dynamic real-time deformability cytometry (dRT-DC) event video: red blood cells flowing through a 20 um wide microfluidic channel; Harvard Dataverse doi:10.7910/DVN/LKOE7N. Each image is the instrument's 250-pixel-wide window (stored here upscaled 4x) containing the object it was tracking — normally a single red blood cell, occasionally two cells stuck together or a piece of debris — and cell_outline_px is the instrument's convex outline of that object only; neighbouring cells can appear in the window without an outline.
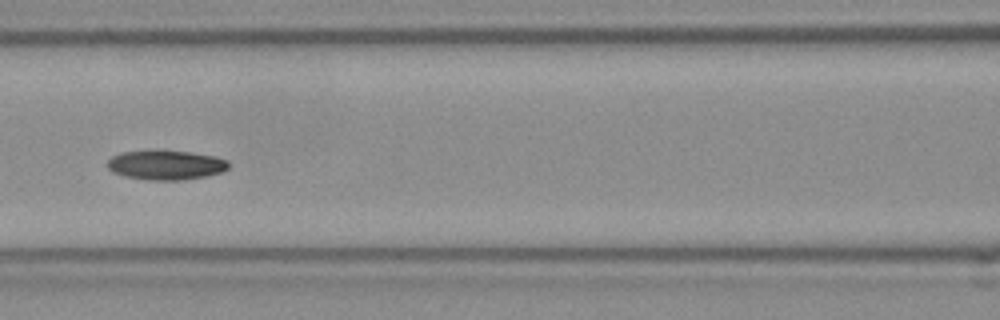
{"species": "Egyptian fruit bat (a non-hibernating species)", "species_latin": "Rousettus aegyptiacus", "temperature_condition": "room temperature", "stored_images_in_passage": 35, "camera_frame_rate_fps": 3000, "um_per_image_px": 0.085, "frame": {"image": 1, "passage_image": 11, "time_ms": 3.333, "image_size_px": [1000, 320], "cell_outline_px": [[228, 168], [224, 172], [208, 176], [180, 180], [148, 180], [124, 176], [112, 172], [108, 168], [108, 160], [112, 156], [124, 152], [188, 152], [216, 156], [228, 160]], "centroid_in_image_um": [14.15, 14.06], "position_along_channel_um": 152.5, "area_um2": 20.46}}